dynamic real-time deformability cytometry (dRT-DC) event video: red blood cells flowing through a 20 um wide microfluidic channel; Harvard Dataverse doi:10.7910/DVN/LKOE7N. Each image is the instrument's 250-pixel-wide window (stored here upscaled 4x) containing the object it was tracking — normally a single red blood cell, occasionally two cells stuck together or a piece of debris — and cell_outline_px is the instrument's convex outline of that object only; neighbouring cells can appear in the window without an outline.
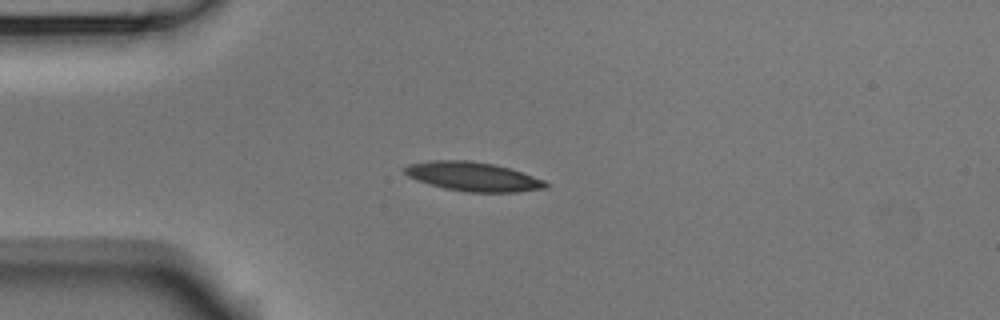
{"species": "Egyptian fruit bat (a non-hibernating species)", "species_latin": "Rousettus aegyptiacus", "temperature_condition": "room temperature", "stored_images_in_passage": 41, "camera_frame_rate_fps": 3000, "um_per_image_px": 0.085, "animal": {"sex": "male"}, "frame": {"image": 1, "passage_image": 1, "time_ms": 0.0, "image_size_px": [1000, 320], "cell_outline_px": [[548, 184], [544, 188], [516, 192], [468, 192], [444, 188], [428, 184], [416, 180], [408, 176], [400, 168], [408, 164], [428, 160], [468, 160], [492, 164], [508, 168], [544, 180]], "centroid_in_image_um": [40.11, 15.0], "position_along_channel_um": 44.9, "area_um2": 23.81}}
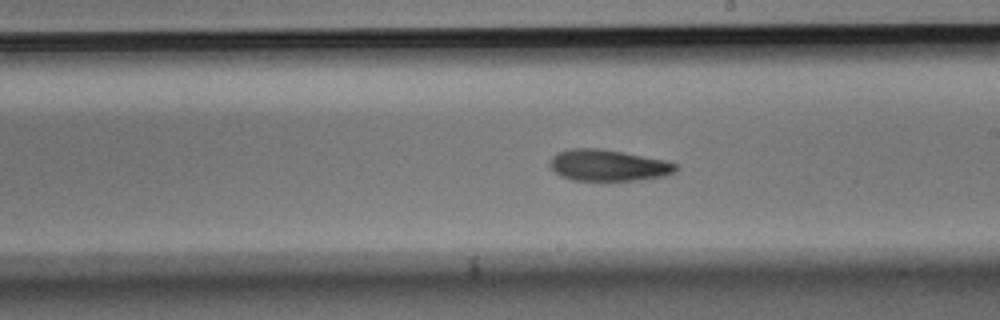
{"frame": {"image": 2, "passage_image": 18, "time_ms": 5.667, "image_size_px": [1000, 320], "cell_outline_px": [[680, 168], [676, 172], [664, 176], [640, 180], [572, 180], [560, 176], [548, 164], [552, 156], [556, 152], [572, 148], [600, 148], [668, 160], [680, 164]], "centroid_in_image_um": [51.75, 14.04], "position_along_channel_um": 237.3, "area_um2": 23.41}}
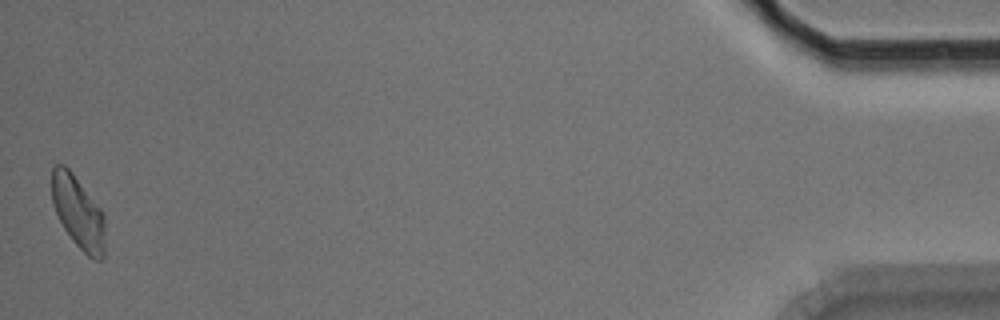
{"frame": {"image": 3, "passage_image": 41, "time_ms": 13.333, "image_size_px": [1000, 320], "cell_outline_px": [[104, 256], [100, 260], [96, 260], [88, 256], [72, 240], [64, 228], [52, 204], [52, 168], [56, 164], [64, 164], [72, 172], [104, 212]], "centroid_in_image_um": [6.65, 18.03], "position_along_channel_um": 428.6, "area_um2": 22.43}, "authors_computed_cell_mechanics": {"area_um2": 23.1778, "velocity_mm_per_s": 3.7098, "shape_relaxation_time_tau1_ms": 5.8963, "shape_relaxation_time_tau2_ms": null, "deformation_change_tau1": 0.1385, "deformation_change_tau2": null}}